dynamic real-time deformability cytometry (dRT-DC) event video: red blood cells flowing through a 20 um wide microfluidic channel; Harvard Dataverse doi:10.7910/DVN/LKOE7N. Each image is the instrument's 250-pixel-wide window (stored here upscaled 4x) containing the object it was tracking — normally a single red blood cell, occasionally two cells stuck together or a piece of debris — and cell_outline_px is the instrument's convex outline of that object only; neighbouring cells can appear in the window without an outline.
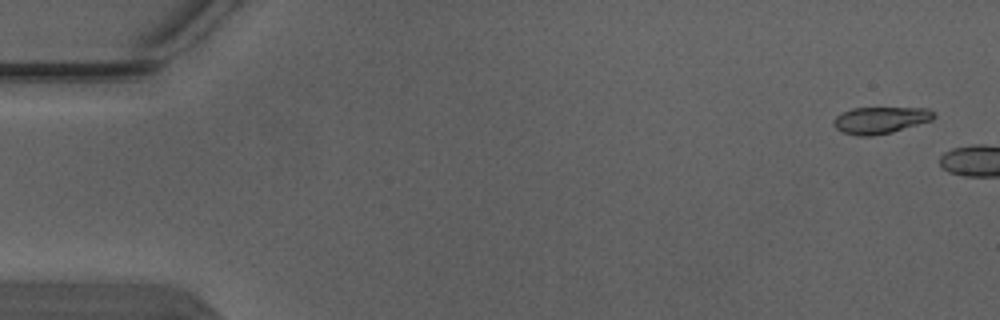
{"species": "Egyptian fruit bat (a non-hibernating species)", "species_latin": "Rousettus aegyptiacus", "temperature_condition": "warm", "stored_images_in_passage": 2, "camera_frame_rate_fps": 3000, "um_per_image_px": 0.085, "animal": {"sex": "male"}, "frame": {"image": 1, "passage_image": 1, "time_ms": 0.0, "image_size_px": [1000, 320], "cell_outline_px": [[936, 116], [932, 120], [892, 132], [872, 136], [856, 136], [844, 132], [836, 128], [832, 124], [832, 120], [836, 116], [852, 108], [928, 108], [936, 112]], "centroid_in_image_um": [74.85, 10.21], "position_along_channel_um": 10.2, "area_um2": 15.66}}